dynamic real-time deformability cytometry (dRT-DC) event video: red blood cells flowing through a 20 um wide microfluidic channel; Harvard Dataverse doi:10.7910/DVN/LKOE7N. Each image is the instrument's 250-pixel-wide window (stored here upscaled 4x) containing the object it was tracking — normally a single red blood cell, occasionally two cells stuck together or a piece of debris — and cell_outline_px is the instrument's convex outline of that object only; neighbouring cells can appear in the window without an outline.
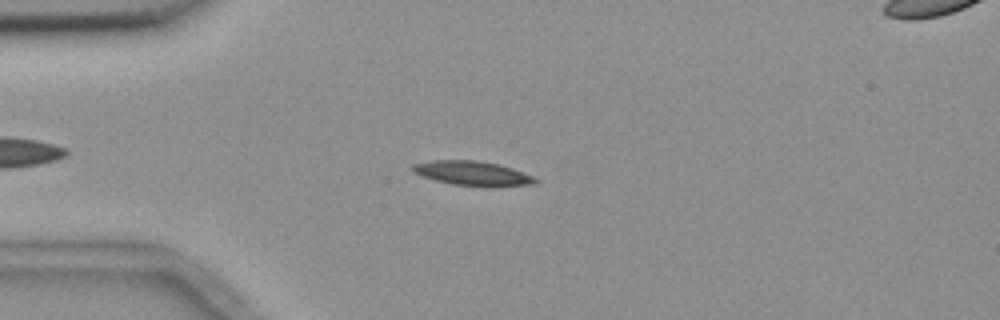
{"species": "common noctule bat (a hibernating species)", "species_latin": "Nyctalus noctula", "temperature_condition": "room temperature", "stored_images_in_passage": 5, "camera_frame_rate_fps": 3000, "um_per_image_px": 0.085, "animal": {"sex": "female", "body_mass_g": 18.4}, "frame": {"image": 1, "passage_image": 4, "time_ms": 3.333, "image_size_px": [1000, 320], "cell_outline_px": [[540, 180], [536, 184], [496, 188], [492, 188], [452, 184], [436, 180], [412, 172], [408, 168], [412, 164], [432, 160], [476, 160], [496, 164], [512, 168], [532, 176]], "centroid_in_image_um": [40.19, 14.75], "position_along_channel_um": 44.8, "area_um2": 17.86}}